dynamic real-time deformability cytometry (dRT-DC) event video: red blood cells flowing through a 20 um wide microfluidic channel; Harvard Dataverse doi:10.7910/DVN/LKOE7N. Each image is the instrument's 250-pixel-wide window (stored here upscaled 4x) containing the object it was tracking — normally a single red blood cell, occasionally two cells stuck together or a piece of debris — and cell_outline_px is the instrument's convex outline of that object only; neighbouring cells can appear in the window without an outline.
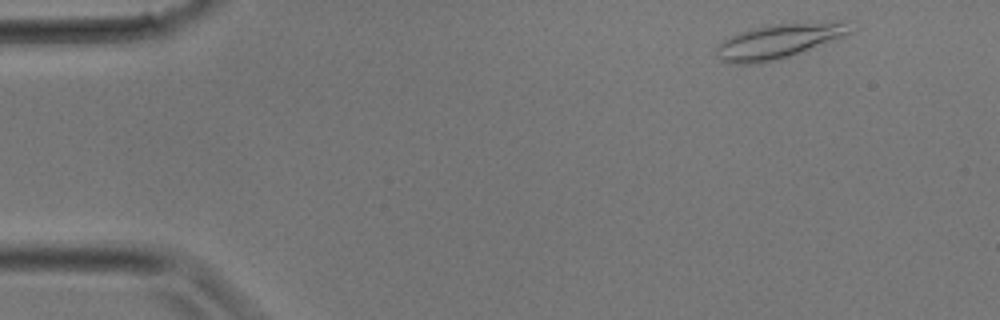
{"species": "common noctule bat (a hibernating species)", "species_latin": "Nyctalus noctula", "temperature_condition": "room temperature", "stored_images_in_passage": 28, "camera_frame_rate_fps": 3000, "um_per_image_px": 0.085, "animal": {"sex": "male", "body_mass_g": 17.9}, "frame": {"image": 1, "passage_image": 1, "time_ms": 0.0, "image_size_px": [1000, 320], "cell_outline_px": [[852, 32], [844, 36], [788, 56], [756, 64], [728, 64], [720, 60], [716, 56], [716, 44], [740, 32], [752, 28], [768, 24], [840, 20], [848, 20]], "centroid_in_image_um": [66.18, 3.47], "position_along_channel_um": 18.8, "area_um2": 27.11}}
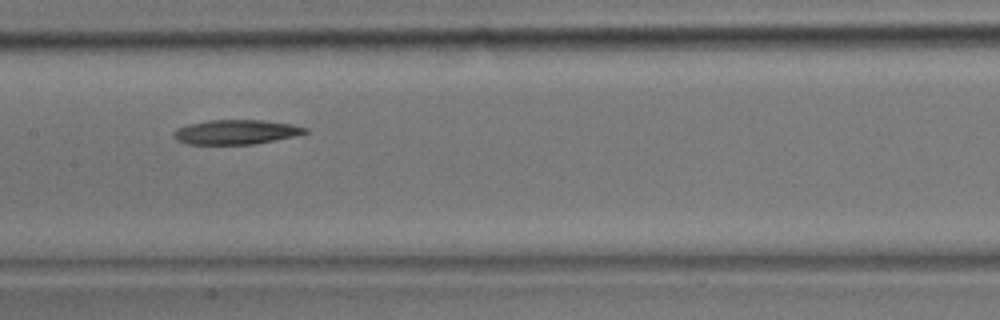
{"frame": {"image": 2, "passage_image": 13, "time_ms": 4.0, "image_size_px": [1000, 320], "cell_outline_px": [[308, 132], [292, 136], [256, 144], [188, 144], [176, 140], [172, 136], [172, 132], [176, 128], [208, 120], [260, 120], [292, 124], [308, 128]], "centroid_in_image_um": [20.02, 11.22], "position_along_channel_um": 187.4, "area_um2": 18.67}}
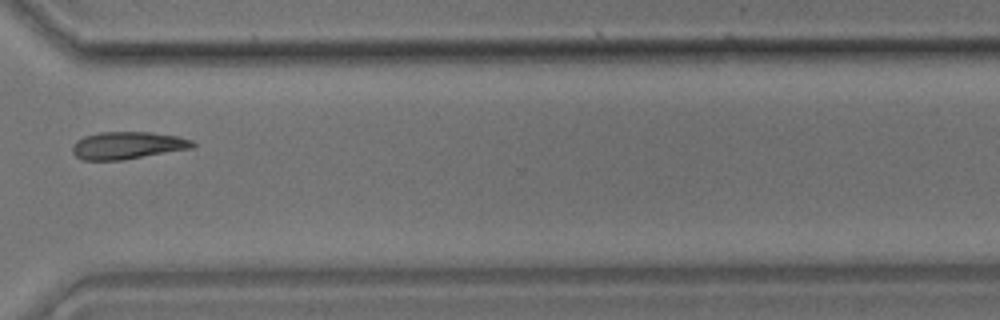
{"frame": {"image": 3, "passage_image": 21, "time_ms": 6.667, "image_size_px": [1000, 320], "cell_outline_px": [[196, 144], [192, 148], [124, 160], [80, 160], [72, 152], [72, 144], [76, 140], [84, 136], [100, 132], [152, 132], [180, 136], [192, 140]], "centroid_in_image_um": [10.83, 12.36], "position_along_channel_um": 359.8, "area_um2": 19.42}}